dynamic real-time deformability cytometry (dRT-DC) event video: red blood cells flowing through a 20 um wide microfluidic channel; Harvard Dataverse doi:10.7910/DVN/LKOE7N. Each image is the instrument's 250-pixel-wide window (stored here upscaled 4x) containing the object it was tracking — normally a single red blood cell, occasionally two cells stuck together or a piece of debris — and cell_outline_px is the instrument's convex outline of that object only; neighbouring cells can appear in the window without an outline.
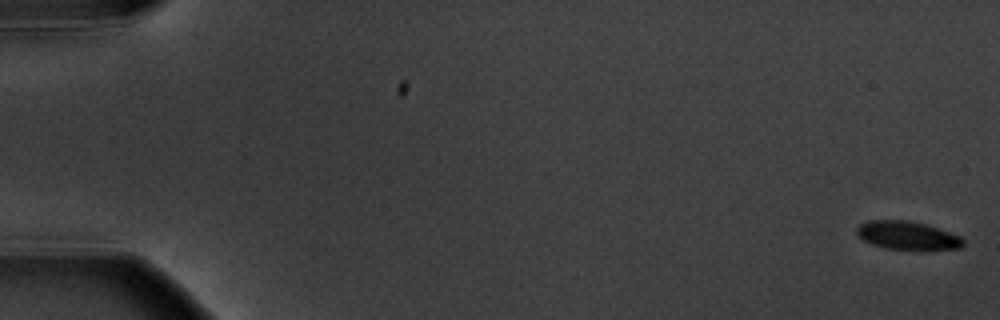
{"species": "common noctule bat (a hibernating species)", "species_latin": "Nyctalus noctula", "temperature_condition": "warm", "stored_images_in_passage": 6, "camera_frame_rate_fps": 3000, "um_per_image_px": 0.085, "animal": {"sex": "male", "body_mass_g": 20.1, "forearm_length_mm": 53.5}, "frame": {"image": 1, "passage_image": 1, "time_ms": 0.0, "image_size_px": [1000, 320], "cell_outline_px": [[964, 244], [960, 248], [920, 252], [884, 248], [872, 244], [864, 240], [856, 232], [856, 228], [860, 224], [868, 220], [908, 220], [924, 224], [960, 236], [964, 240]], "centroid_in_image_um": [77.15, 20.06], "position_along_channel_um": 7.8, "area_um2": 18.03}}
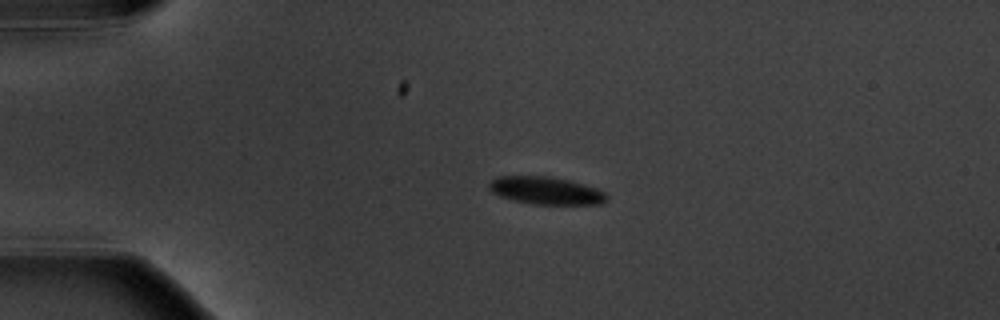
{"frame": {"image": 2, "passage_image": 5, "time_ms": 4.333, "image_size_px": [1000, 320], "cell_outline_px": [[608, 200], [600, 204], [532, 204], [500, 196], [492, 192], [488, 188], [488, 184], [492, 180], [500, 176], [544, 176], [568, 180], [596, 188], [604, 192], [608, 196]], "centroid_in_image_um": [46.41, 16.2], "position_along_channel_um": 38.6, "area_um2": 18.67}}